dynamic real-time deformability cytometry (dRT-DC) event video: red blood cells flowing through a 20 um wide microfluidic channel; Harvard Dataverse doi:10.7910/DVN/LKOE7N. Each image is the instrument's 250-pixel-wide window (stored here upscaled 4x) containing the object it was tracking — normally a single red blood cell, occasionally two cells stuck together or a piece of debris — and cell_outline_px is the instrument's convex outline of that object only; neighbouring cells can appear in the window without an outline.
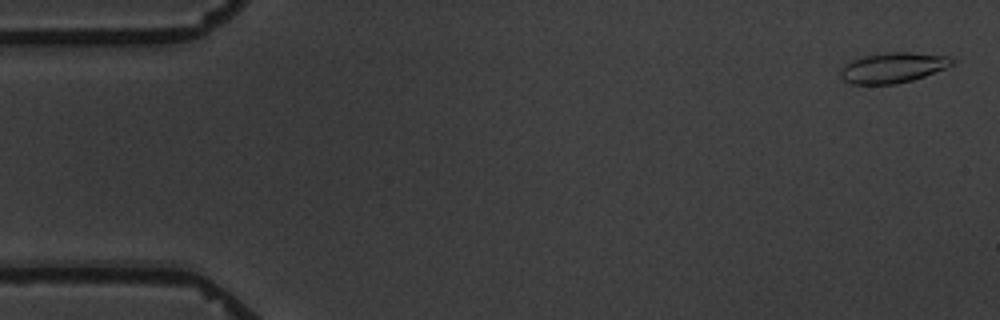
{"species": "common noctule bat (a hibernating species)", "species_latin": "Nyctalus noctula", "temperature_condition": "warm", "stored_images_in_passage": 5, "camera_frame_rate_fps": 3000, "um_per_image_px": 0.085, "animal": {"sex": "male", "body_mass_g": 19.5, "forearm_length_mm": 54.6}, "frame": {"image": 1, "passage_image": 1, "time_ms": 0.0, "image_size_px": [1000, 320], "cell_outline_px": [[956, 60], [952, 64], [944, 68], [924, 76], [912, 80], [896, 84], [852, 84], [844, 80], [840, 76], [840, 68], [844, 64], [852, 60], [864, 56], [888, 52], [908, 52], [952, 56]], "centroid_in_image_um": [75.89, 5.75], "position_along_channel_um": 9.1, "area_um2": 19.71}}